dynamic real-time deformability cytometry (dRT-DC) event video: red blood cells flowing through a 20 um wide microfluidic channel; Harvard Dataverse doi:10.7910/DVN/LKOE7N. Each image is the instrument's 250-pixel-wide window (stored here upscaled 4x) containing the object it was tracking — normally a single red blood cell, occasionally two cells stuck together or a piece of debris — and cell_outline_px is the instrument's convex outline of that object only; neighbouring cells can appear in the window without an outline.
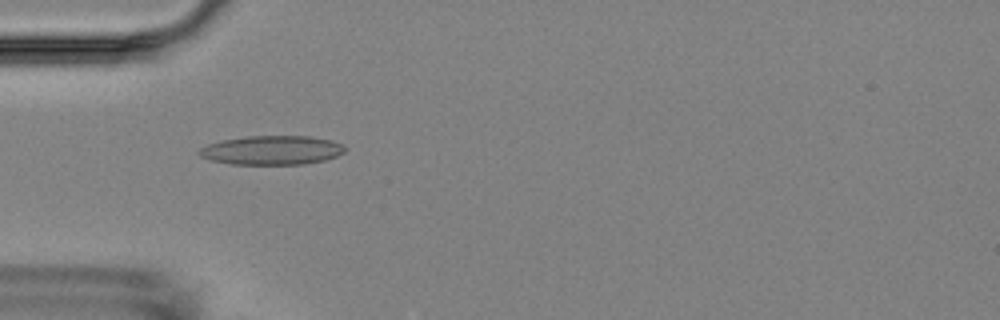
{"species": "Egyptian fruit bat (a non-hibernating species)", "species_latin": "Rousettus aegyptiacus", "temperature_condition": "room temperature", "stored_images_in_passage": 6, "camera_frame_rate_fps": 3000, "um_per_image_px": 0.085, "animal": {"sex": "female"}, "frame": {"image": 1, "passage_image": 3, "time_ms": 2.333, "image_size_px": [1000, 320], "cell_outline_px": [[344, 152], [336, 156], [324, 160], [304, 164], [232, 164], [208, 160], [200, 156], [196, 152], [200, 148], [208, 144], [220, 140], [248, 136], [308, 136], [328, 140], [344, 144]], "centroid_in_image_um": [23.05, 12.77], "position_along_channel_um": 62.0, "area_um2": 24.68}}
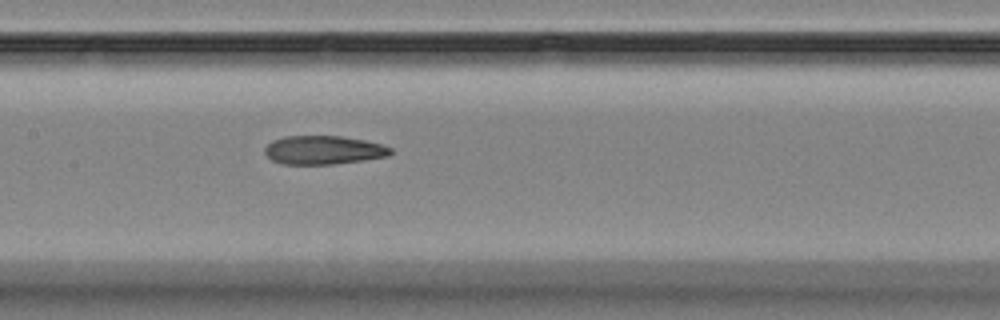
{"frame": {"image": 2, "passage_image": 6, "time_ms": 5.667, "image_size_px": [1000, 320], "cell_outline_px": [[392, 152], [388, 156], [364, 160], [332, 164], [280, 164], [272, 160], [264, 152], [264, 148], [272, 140], [284, 136], [340, 136], [364, 140], [380, 144], [392, 148]], "centroid_in_image_um": [27.47, 12.75], "position_along_channel_um": 179.9, "area_um2": 20.98}}